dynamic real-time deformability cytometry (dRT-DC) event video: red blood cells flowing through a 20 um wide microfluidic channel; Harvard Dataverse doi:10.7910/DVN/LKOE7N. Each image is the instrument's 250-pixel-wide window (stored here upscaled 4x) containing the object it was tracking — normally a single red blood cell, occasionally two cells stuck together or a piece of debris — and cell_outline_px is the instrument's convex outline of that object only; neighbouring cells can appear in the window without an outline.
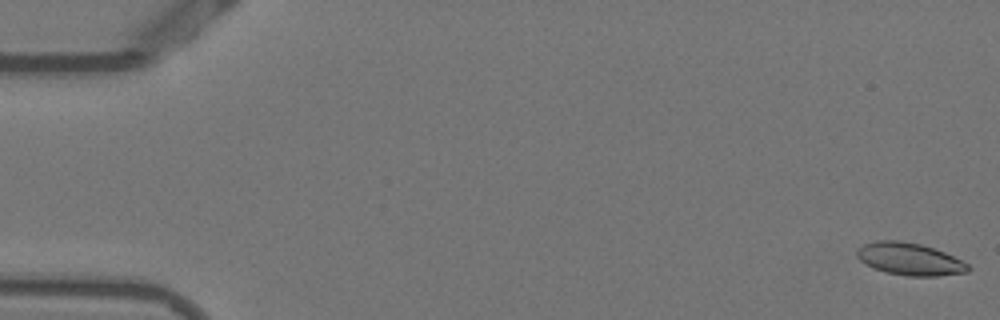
{"species": "Egyptian fruit bat (a non-hibernating species)", "species_latin": "Rousettus aegyptiacus", "temperature_condition": "warm", "stored_images_in_passage": 53, "camera_frame_rate_fps": 3000, "um_per_image_px": 0.085, "animal": {"sex": "female"}, "frame": {"image": 1, "passage_image": 1, "time_ms": 0.0, "image_size_px": [1000, 320], "cell_outline_px": [[972, 268], [968, 272], [936, 276], [908, 276], [884, 272], [872, 268], [864, 264], [856, 256], [856, 248], [864, 244], [876, 240], [900, 240], [920, 244], [944, 252], [968, 264]], "centroid_in_image_um": [77.27, 22.02], "position_along_channel_um": 7.7, "area_um2": 21.1}}
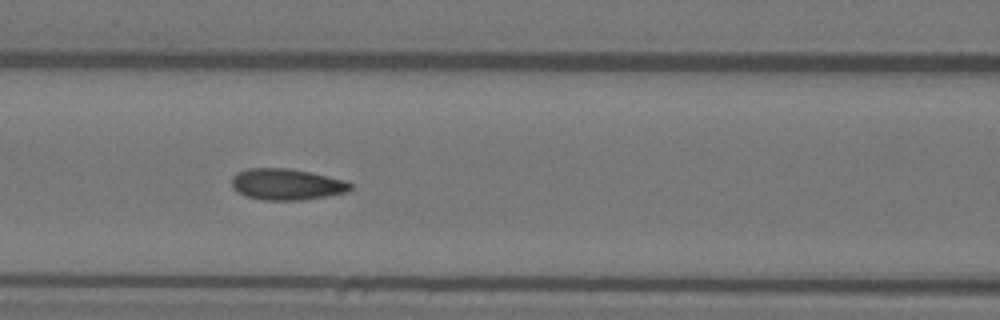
{"frame": {"image": 2, "passage_image": 23, "time_ms": 7.333, "image_size_px": [1000, 320], "cell_outline_px": [[352, 188], [348, 192], [300, 200], [264, 200], [248, 196], [232, 188], [232, 176], [236, 172], [248, 168], [288, 168], [328, 176], [344, 180], [352, 184]], "centroid_in_image_um": [24.35, 15.66], "position_along_channel_um": 142.2, "area_um2": 21.44}}
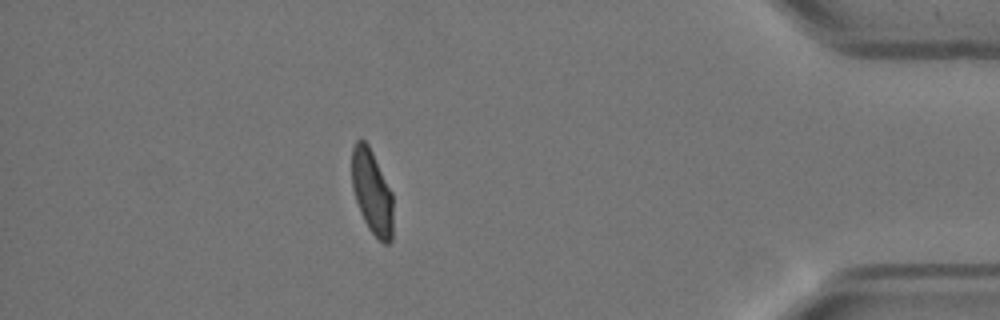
{"frame": {"image": 3, "passage_image": 47, "time_ms": 15.333, "image_size_px": [1000, 320], "cell_outline_px": [[392, 240], [388, 244], [384, 244], [368, 228], [360, 212], [352, 188], [352, 148], [356, 140], [364, 140], [368, 144], [392, 192]], "centroid_in_image_um": [31.61, 16.32], "position_along_channel_um": 403.6, "area_um2": 20.11}, "authors_computed_cell_mechanics": {"area_um2": 21.1548, "velocity_mm_per_s": 3.8213, "shape_relaxation_time_tau1_ms": 6.93, "shape_relaxation_time_tau2_ms": 1.0027, "deformation_change_tau1": 0.1889, "deformation_change_tau2": 0.0546}}